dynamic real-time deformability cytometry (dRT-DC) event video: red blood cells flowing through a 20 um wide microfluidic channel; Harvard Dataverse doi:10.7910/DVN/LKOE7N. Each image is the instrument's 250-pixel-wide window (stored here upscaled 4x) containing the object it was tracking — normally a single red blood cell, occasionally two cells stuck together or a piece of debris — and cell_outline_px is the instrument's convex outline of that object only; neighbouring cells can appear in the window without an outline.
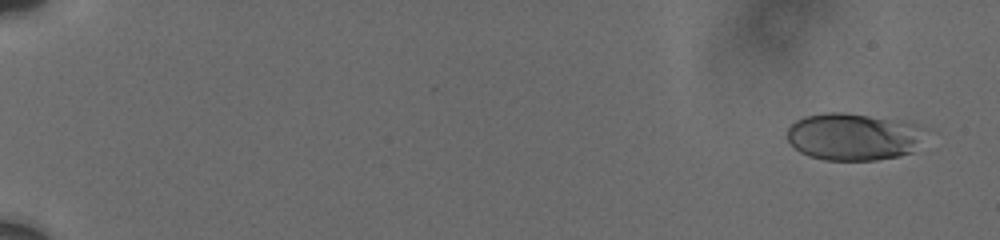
{"species": "human", "species_latin": "Homo sapiens", "temperature_condition": "cold", "stored_images_in_passage": 11, "camera_frame_rate_fps": 3000, "um_per_image_px": 0.085, "donor": {"sex": "male"}, "frame": {"image": 1, "passage_image": 2, "time_ms": 1.0, "image_size_px": [1000, 240], "cell_outline_px": [[924, 128], [912, 152], [900, 156], [876, 160], [824, 160], [808, 156], [800, 152], [784, 136], [788, 128], [796, 120], [804, 116], [824, 112], [844, 112], [916, 124]], "centroid_in_image_um": [72.44, 11.62], "position_along_channel_um": 12.6, "area_um2": 37.69}}
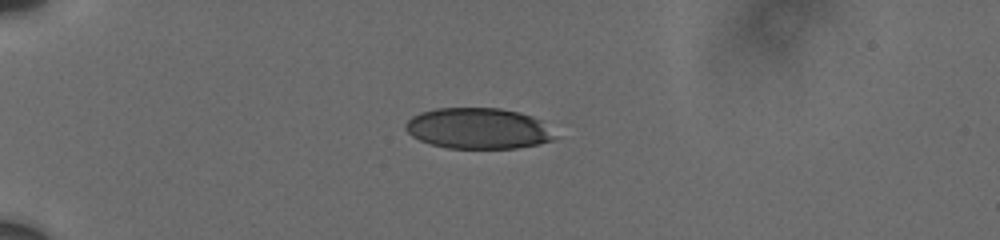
{"frame": {"image": 2, "passage_image": 8, "time_ms": 5.667, "image_size_px": [1000, 240], "cell_outline_px": [[560, 136], [556, 140], [516, 148], [448, 148], [432, 144], [420, 140], [412, 136], [404, 128], [404, 124], [412, 116], [420, 112], [436, 108], [500, 108], [520, 112], [532, 116], [540, 120]], "centroid_in_image_um": [40.68, 10.91], "position_along_channel_um": 44.3, "area_um2": 35.84}}
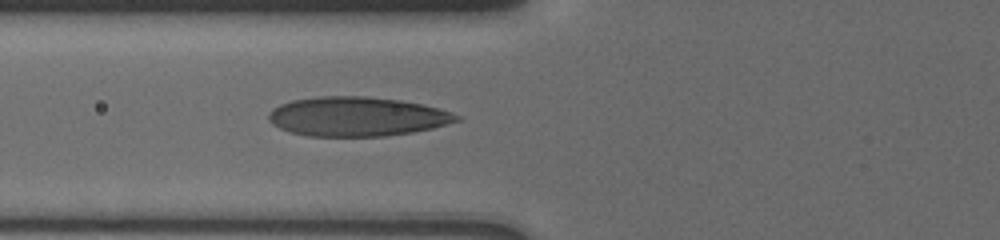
{"frame": {"image": 3, "passage_image": 11, "time_ms": 8.333, "image_size_px": [1000, 240], "cell_outline_px": [[460, 120], [448, 124], [432, 128], [412, 132], [384, 136], [308, 136], [292, 132], [280, 128], [272, 124], [268, 120], [268, 116], [272, 108], [280, 104], [292, 100], [320, 96], [364, 96], [400, 100], [420, 104], [452, 112], [460, 116]], "centroid_in_image_um": [30.32, 9.9], "position_along_channel_um": 95.5, "area_um2": 42.95}}